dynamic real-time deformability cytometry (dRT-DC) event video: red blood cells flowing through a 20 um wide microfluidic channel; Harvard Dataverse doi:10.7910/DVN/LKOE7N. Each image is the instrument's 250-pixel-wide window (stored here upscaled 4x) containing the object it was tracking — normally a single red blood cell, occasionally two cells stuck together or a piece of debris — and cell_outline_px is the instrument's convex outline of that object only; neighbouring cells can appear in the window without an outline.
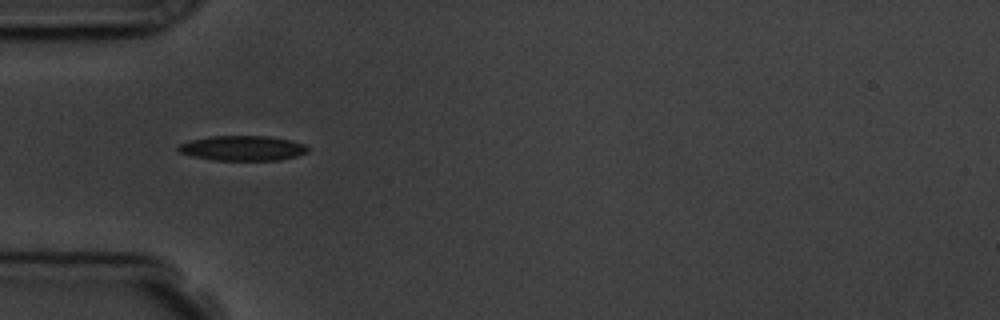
{"species": "common noctule bat (a hibernating species)", "species_latin": "Nyctalus noctula", "temperature_condition": "room temperature", "stored_images_in_passage": 9, "camera_frame_rate_fps": 3000, "um_per_image_px": 0.085, "animal": {"sex": "male", "body_mass_g": 19.5, "forearm_length_mm": 54.6}, "frame": {"image": 1, "passage_image": 4, "time_ms": 4.333, "image_size_px": [1000, 320], "cell_outline_px": [[308, 152], [296, 156], [280, 160], [212, 160], [192, 156], [176, 152], [176, 148], [180, 144], [192, 140], [212, 136], [268, 136], [288, 140], [304, 144], [308, 148]], "centroid_in_image_um": [20.58, 12.6], "position_along_channel_um": 64.4, "area_um2": 18.79}}
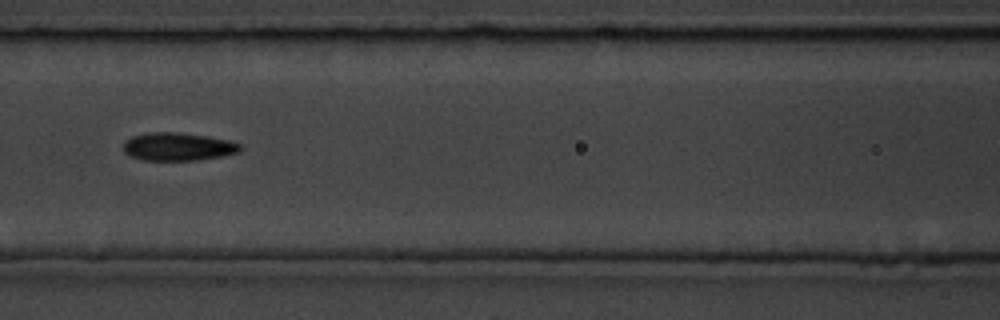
{"frame": {"image": 2, "passage_image": 6, "time_ms": 6.667, "image_size_px": [1000, 320], "cell_outline_px": [[244, 148], [240, 152], [224, 156], [196, 160], [144, 160], [128, 156], [124, 152], [124, 140], [132, 136], [148, 132], [176, 132], [208, 136], [232, 140], [240, 144]], "centroid_in_image_um": [15.16, 12.46], "position_along_channel_um": 151.4, "area_um2": 19.42}}
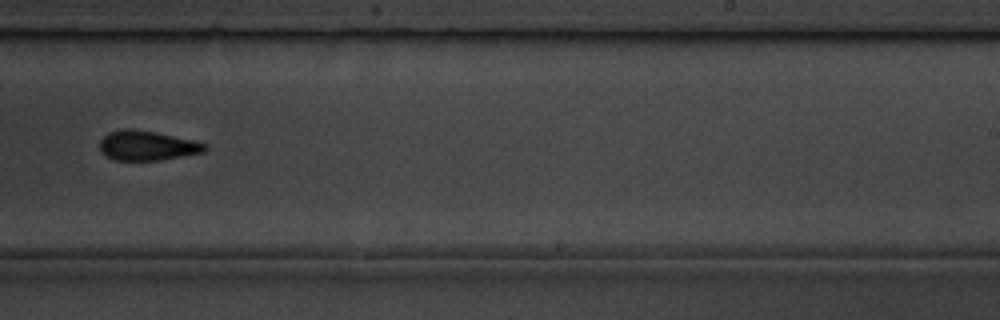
{"frame": {"image": 3, "passage_image": 9, "time_ms": 10.0, "image_size_px": [1000, 320], "cell_outline_px": [[208, 148], [204, 152], [156, 160], [116, 160], [104, 156], [100, 152], [100, 140], [108, 132], [120, 128], [132, 128], [156, 132], [196, 140], [208, 144]], "centroid_in_image_um": [12.49, 12.35], "position_along_channel_um": 276.5, "area_um2": 18.44}}